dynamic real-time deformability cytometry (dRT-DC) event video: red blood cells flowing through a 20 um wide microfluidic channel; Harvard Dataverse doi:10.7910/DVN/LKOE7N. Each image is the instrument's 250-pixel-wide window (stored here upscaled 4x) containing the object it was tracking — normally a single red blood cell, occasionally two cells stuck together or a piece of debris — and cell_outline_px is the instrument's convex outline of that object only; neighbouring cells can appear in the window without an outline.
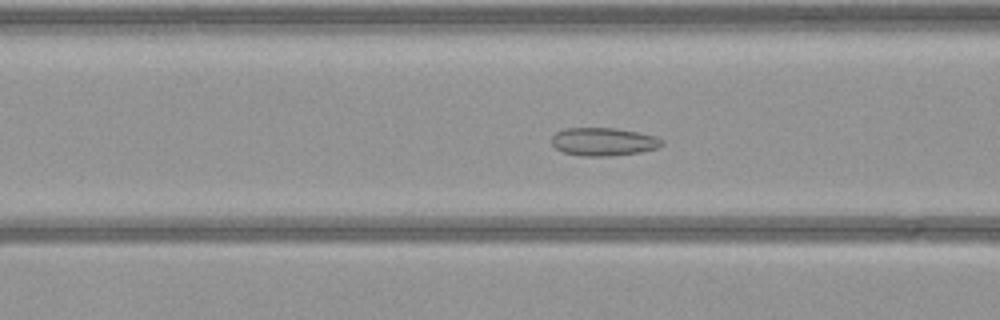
{"species": "common noctule bat (a hibernating species)", "species_latin": "Nyctalus noctula", "temperature_condition": "warm", "stored_images_in_passage": 54, "camera_frame_rate_fps": 3000, "um_per_image_px": 0.085, "animal": {"sex": "female", "body_mass_g": 21.9}, "frame": {"image": 1, "passage_image": 21, "time_ms": 6.667, "image_size_px": [1000, 320], "cell_outline_px": [[664, 144], [656, 148], [640, 152], [608, 156], [584, 156], [564, 152], [556, 148], [552, 144], [552, 136], [556, 132], [568, 128], [616, 128], [640, 132], [656, 136], [664, 140]], "centroid_in_image_um": [51.33, 12.04], "position_along_channel_um": 115.3, "area_um2": 18.03}}
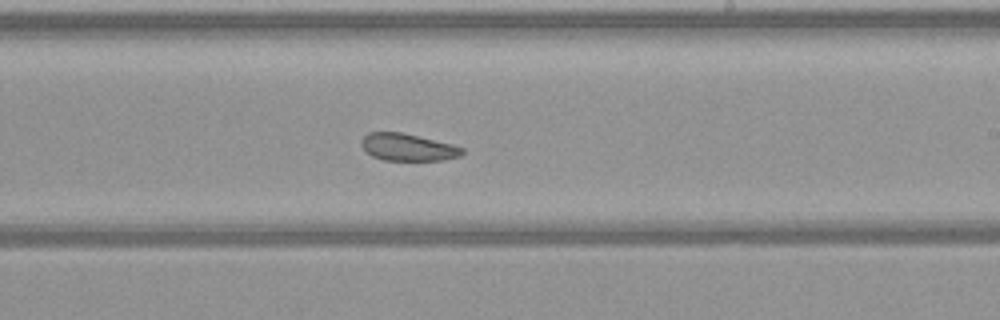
{"frame": {"image": 2, "passage_image": 32, "time_ms": 10.333, "image_size_px": [1000, 320], "cell_outline_px": [[464, 152], [460, 156], [444, 160], [384, 160], [372, 156], [360, 144], [360, 140], [368, 132], [400, 132], [452, 144], [464, 148]], "centroid_in_image_um": [34.66, 12.51], "position_along_channel_um": 254.3, "area_um2": 15.9}}
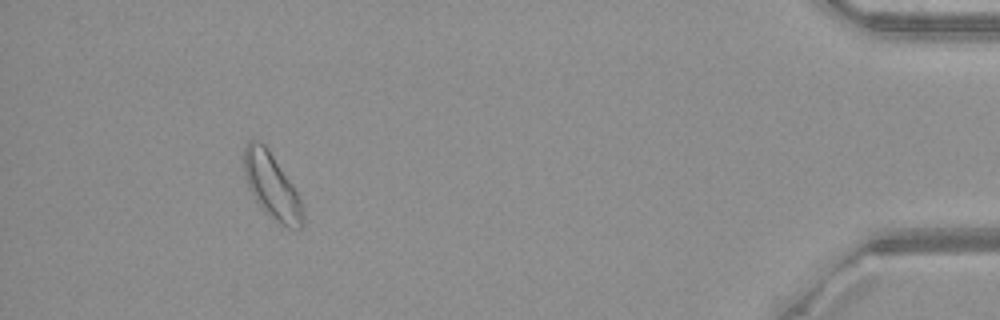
{"frame": {"image": 3, "passage_image": 50, "time_ms": 16.333, "image_size_px": [1000, 320], "cell_outline_px": [[304, 224], [300, 228], [288, 228], [272, 220], [264, 212], [256, 200], [244, 176], [244, 148], [248, 140], [260, 140], [268, 148], [292, 184], [300, 200]], "centroid_in_image_um": [23.08, 15.81], "position_along_channel_um": 412.1, "area_um2": 22.25}}